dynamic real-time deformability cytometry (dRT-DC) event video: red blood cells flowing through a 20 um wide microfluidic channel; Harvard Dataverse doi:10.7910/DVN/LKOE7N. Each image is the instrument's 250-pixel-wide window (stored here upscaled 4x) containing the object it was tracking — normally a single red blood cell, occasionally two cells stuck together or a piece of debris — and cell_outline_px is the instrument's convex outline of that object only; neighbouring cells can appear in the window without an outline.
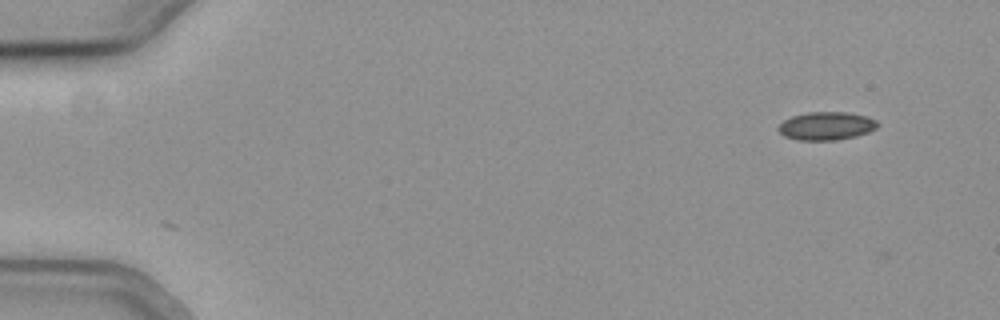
{"species": "common noctule bat (a hibernating species)", "species_latin": "Nyctalus noctula", "temperature_condition": "cold", "stored_images_in_passage": 3, "camera_frame_rate_fps": 3000, "um_per_image_px": 0.085, "animal": {"sex": "female", "body_mass_g": 19.3, "forearm_length_mm": 54.1}, "frame": {"image": 1, "passage_image": 2, "time_ms": 0.333, "image_size_px": [1000, 320], "cell_outline_px": [[880, 124], [876, 128], [868, 132], [856, 136], [836, 140], [796, 140], [784, 136], [776, 128], [784, 120], [792, 116], [808, 112], [848, 112], [864, 116], [876, 120]], "centroid_in_image_um": [70.23, 10.71], "position_along_channel_um": 14.8, "area_um2": 16.3}}